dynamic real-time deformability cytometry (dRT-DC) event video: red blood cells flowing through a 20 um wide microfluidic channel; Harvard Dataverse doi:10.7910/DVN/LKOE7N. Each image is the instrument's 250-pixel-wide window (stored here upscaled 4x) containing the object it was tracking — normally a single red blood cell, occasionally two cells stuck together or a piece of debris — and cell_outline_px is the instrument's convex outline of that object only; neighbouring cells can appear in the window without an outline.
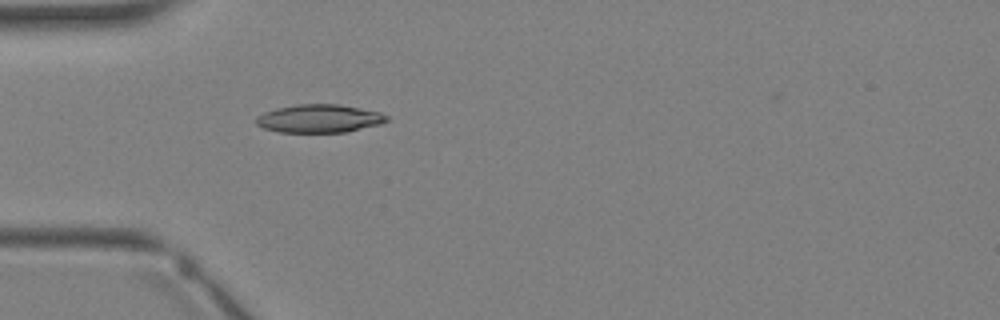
{"species": "Egyptian fruit bat (a non-hibernating species)", "species_latin": "Rousettus aegyptiacus", "temperature_condition": "warm", "stored_images_in_passage": 3, "camera_frame_rate_fps": 3000, "um_per_image_px": 0.085, "animal": {"sex": "female"}, "frame": {"image": 1, "passage_image": 3, "time_ms": 2.333, "image_size_px": [1000, 320], "cell_outline_px": [[388, 120], [380, 124], [344, 132], [280, 132], [264, 128], [256, 124], [256, 116], [264, 112], [276, 108], [296, 104], [340, 104], [380, 112], [388, 116]], "centroid_in_image_um": [27.12, 10.07], "position_along_channel_um": 57.9, "area_um2": 21.39}}